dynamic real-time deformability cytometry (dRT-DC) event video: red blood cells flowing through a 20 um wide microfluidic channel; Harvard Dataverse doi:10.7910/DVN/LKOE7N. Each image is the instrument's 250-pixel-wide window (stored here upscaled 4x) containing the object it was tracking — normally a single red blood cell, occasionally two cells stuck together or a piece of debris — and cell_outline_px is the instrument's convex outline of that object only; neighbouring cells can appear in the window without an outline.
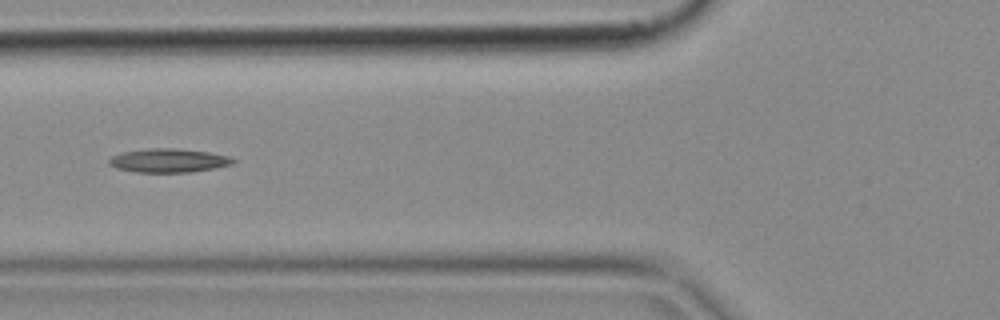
{"species": "common noctule bat (a hibernating species)", "species_latin": "Nyctalus noctula", "temperature_condition": "cold", "stored_images_in_passage": 3, "camera_frame_rate_fps": 3000, "um_per_image_px": 0.085, "animal": {"sex": "female", "body_mass_g": 18.4}, "frame": {"image": 1, "passage_image": 3, "time_ms": 0.667, "image_size_px": [1000, 320], "cell_outline_px": [[236, 160], [232, 164], [216, 168], [192, 172], [136, 172], [116, 168], [108, 164], [108, 160], [112, 156], [124, 152], [148, 148], [172, 148], [208, 152], [228, 156]], "centroid_in_image_um": [14.32, 13.65], "position_along_channel_um": 111.5, "area_um2": 17.11}}